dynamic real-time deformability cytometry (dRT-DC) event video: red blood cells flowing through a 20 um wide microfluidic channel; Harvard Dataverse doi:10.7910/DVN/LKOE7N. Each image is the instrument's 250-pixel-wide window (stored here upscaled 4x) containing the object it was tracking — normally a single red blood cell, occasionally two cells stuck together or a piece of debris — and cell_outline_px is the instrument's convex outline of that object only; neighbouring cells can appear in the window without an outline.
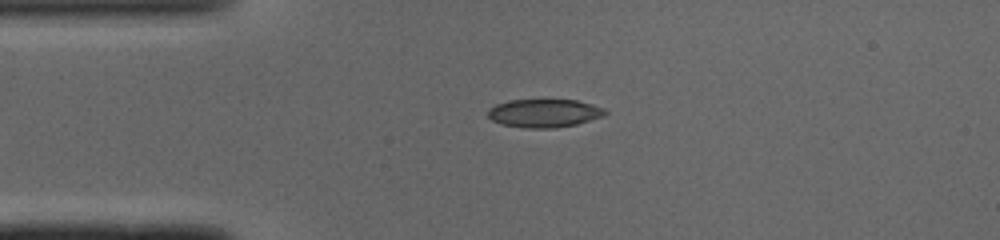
{"species": "common noctule bat (a hibernating species)", "species_latin": "Nyctalus noctula", "temperature_condition": "cold", "stored_images_in_passage": 38, "camera_frame_rate_fps": 3000, "um_per_image_px": 0.085, "animal": {"sex": "male", "body_mass_g": 19.0, "forearm_length_mm": 50.8}, "frame": {"image": 1, "passage_image": 1, "time_ms": 0.0, "image_size_px": [1000, 240], "cell_outline_px": [[608, 112], [604, 116], [576, 124], [556, 128], [524, 128], [500, 124], [492, 120], [488, 116], [488, 108], [496, 104], [508, 100], [576, 100], [592, 104], [604, 108]], "centroid_in_image_um": [46.24, 9.62], "position_along_channel_um": 38.8, "area_um2": 19.42}}
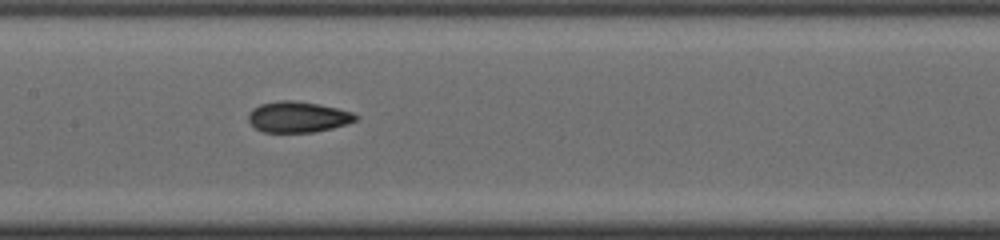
{"frame": {"image": 2, "passage_image": 13, "time_ms": 4.0, "image_size_px": [1000, 240], "cell_outline_px": [[360, 116], [356, 120], [332, 128], [312, 132], [264, 132], [256, 128], [248, 120], [248, 112], [252, 108], [260, 104], [280, 100], [296, 100], [336, 108], [352, 112]], "centroid_in_image_um": [25.29, 9.93], "position_along_channel_um": 182.1, "area_um2": 19.19}}
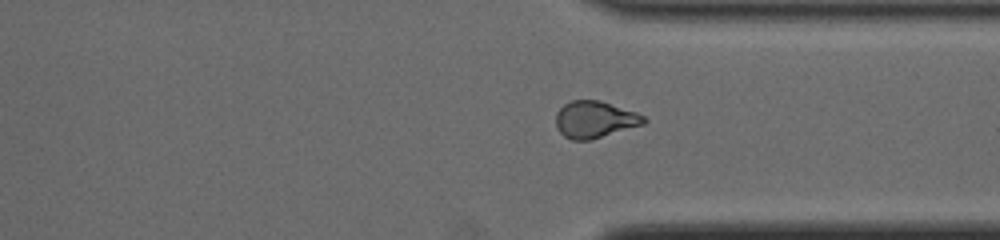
{"frame": {"image": 3, "passage_image": 26, "time_ms": 8.333, "image_size_px": [1000, 240], "cell_outline_px": [[648, 120], [644, 124], [592, 140], [572, 140], [564, 136], [556, 128], [556, 112], [564, 104], [572, 100], [600, 100], [636, 112], [644, 116]], "centroid_in_image_um": [50.55, 10.16], "position_along_channel_um": 360.8, "area_um2": 19.02}, "authors_computed_cell_mechanics": {"area_um2": 19.3052, "velocity_mm_per_s": 4.1266, "shape_relaxation_time_tau1_ms": 9.5056, "shape_relaxation_time_tau2_ms": 1.9477, "deformation_change_tau1": 0.2273, "deformation_change_tau2": 0.0652}}